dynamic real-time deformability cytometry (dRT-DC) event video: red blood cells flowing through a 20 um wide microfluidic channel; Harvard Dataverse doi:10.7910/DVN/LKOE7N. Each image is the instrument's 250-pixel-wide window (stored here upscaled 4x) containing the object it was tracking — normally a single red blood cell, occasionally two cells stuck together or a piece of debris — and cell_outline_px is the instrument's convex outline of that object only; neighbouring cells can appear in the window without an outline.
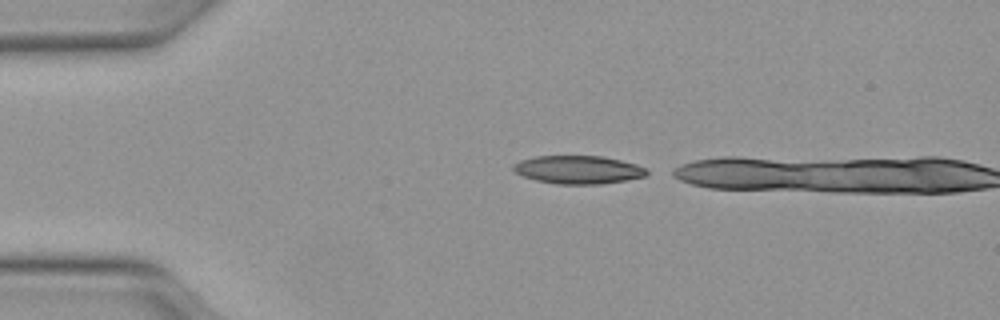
{"species": "Egyptian fruit bat (a non-hibernating species)", "species_latin": "Rousettus aegyptiacus", "temperature_condition": "warm", "stored_images_in_passage": 3, "camera_frame_rate_fps": 3000, "um_per_image_px": 0.085, "animal": {"sex": "female"}, "frame": {"image": 1, "passage_image": 1, "time_ms": 0.0, "image_size_px": [1000, 320], "cell_outline_px": [[648, 176], [628, 180], [600, 184], [556, 184], [536, 180], [524, 176], [516, 172], [512, 168], [512, 164], [520, 160], [536, 156], [604, 156], [636, 164], [648, 168]], "centroid_in_image_um": [49.19, 14.42], "position_along_channel_um": 35.8, "area_um2": 22.08}}